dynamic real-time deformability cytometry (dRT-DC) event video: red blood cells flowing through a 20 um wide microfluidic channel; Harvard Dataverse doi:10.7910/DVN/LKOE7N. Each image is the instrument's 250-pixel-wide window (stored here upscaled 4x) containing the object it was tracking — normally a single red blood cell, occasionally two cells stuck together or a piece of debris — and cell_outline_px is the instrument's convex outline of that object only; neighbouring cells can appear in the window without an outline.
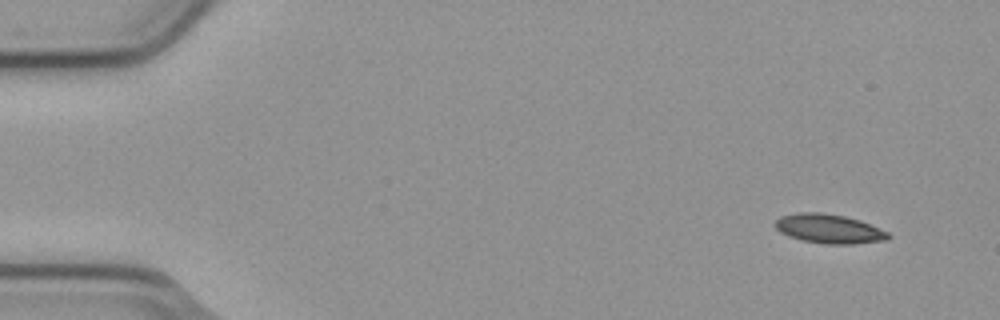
{"species": "common noctule bat (a hibernating species)", "species_latin": "Nyctalus noctula", "temperature_condition": "cold", "stored_images_in_passage": 5, "camera_frame_rate_fps": 3000, "um_per_image_px": 0.085, "animal": {"sex": "male", "body_mass_g": 23.1, "forearm_length_mm": 52.7}, "frame": {"image": 1, "passage_image": 1, "time_ms": 0.0, "image_size_px": [1000, 320], "cell_outline_px": [[892, 236], [888, 240], [852, 244], [828, 244], [804, 240], [788, 236], [780, 232], [772, 224], [780, 216], [800, 212], [820, 212], [844, 216], [860, 220], [888, 232]], "centroid_in_image_um": [70.46, 19.44], "position_along_channel_um": 14.5, "area_um2": 19.25}}
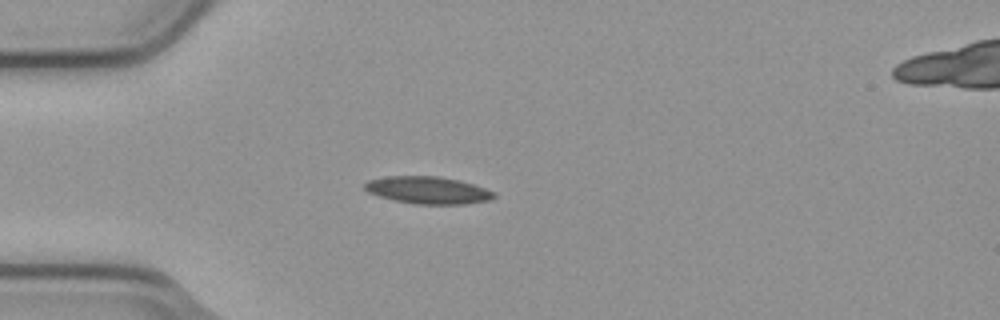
{"frame": {"image": 2, "passage_image": 4, "time_ms": 1.0, "image_size_px": [1000, 320], "cell_outline_px": [[496, 196], [488, 200], [464, 204], [416, 204], [392, 200], [368, 192], [364, 188], [364, 184], [368, 180], [388, 176], [440, 176], [460, 180], [496, 192]], "centroid_in_image_um": [36.37, 16.16], "position_along_channel_um": 48.6, "area_um2": 20.52}}